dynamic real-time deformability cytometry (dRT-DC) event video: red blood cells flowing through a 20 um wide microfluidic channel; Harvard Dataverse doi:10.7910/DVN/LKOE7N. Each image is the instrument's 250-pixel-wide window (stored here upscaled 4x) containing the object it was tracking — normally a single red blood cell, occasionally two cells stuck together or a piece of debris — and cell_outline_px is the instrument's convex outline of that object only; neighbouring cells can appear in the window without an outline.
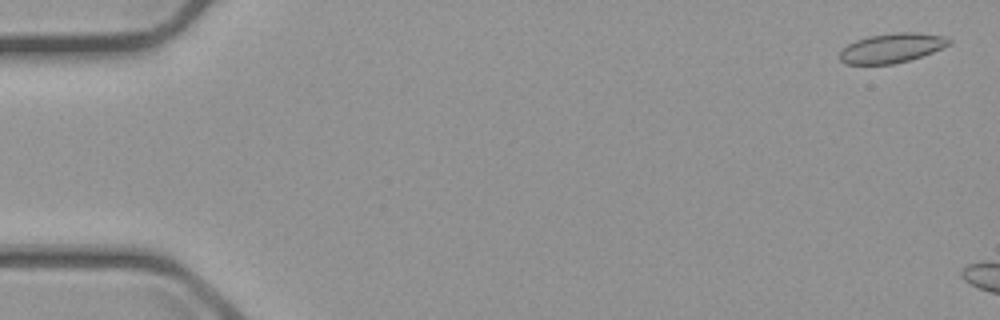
{"species": "common noctule bat (a hibernating species)", "species_latin": "Nyctalus noctula", "temperature_condition": "cold", "stored_images_in_passage": 4, "camera_frame_rate_fps": 3000, "um_per_image_px": 0.085, "animal": {"sex": "male", "body_mass_g": 23.1, "forearm_length_mm": 52.7}, "frame": {"image": 1, "passage_image": 1, "time_ms": 0.0, "image_size_px": [1000, 320], "cell_outline_px": [[952, 40], [948, 44], [932, 52], [908, 60], [892, 64], [844, 64], [840, 60], [840, 52], [848, 44], [856, 40], [868, 36], [896, 32], [916, 32], [944, 36]], "centroid_in_image_um": [75.77, 4.07], "position_along_channel_um": 9.2, "area_um2": 18.55}}